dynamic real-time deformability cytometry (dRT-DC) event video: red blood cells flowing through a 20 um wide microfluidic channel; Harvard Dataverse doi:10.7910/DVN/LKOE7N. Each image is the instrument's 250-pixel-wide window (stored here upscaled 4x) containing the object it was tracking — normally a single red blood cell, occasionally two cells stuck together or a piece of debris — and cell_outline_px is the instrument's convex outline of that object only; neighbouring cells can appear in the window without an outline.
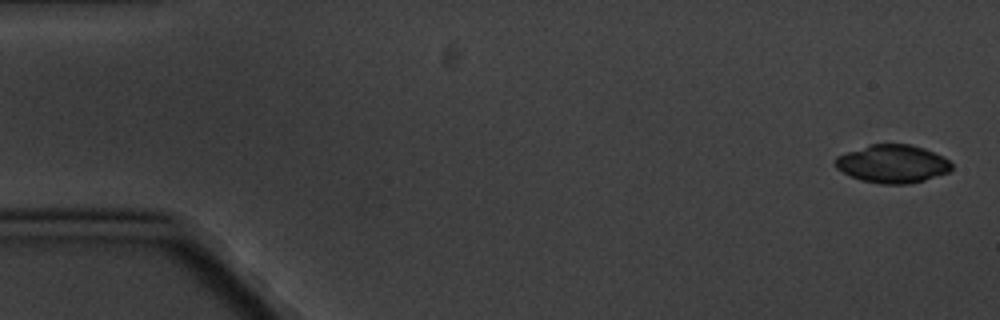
{"species": "common noctule bat (a hibernating species)", "species_latin": "Nyctalus noctula", "temperature_condition": "cold", "stored_images_in_passage": 7, "camera_frame_rate_fps": 3000, "um_per_image_px": 0.085, "animal": {"sex": "male", "body_mass_g": 20.1, "forearm_length_mm": 53.5}, "frame": {"image": 1, "passage_image": 1, "time_ms": 0.0, "image_size_px": [1000, 320], "cell_outline_px": [[952, 168], [948, 172], [924, 180], [908, 184], [880, 184], [860, 180], [836, 168], [836, 156], [868, 144], [912, 144], [924, 148], [944, 156], [952, 164]], "centroid_in_image_um": [75.88, 13.92], "position_along_channel_um": 9.1, "area_um2": 25.84}}